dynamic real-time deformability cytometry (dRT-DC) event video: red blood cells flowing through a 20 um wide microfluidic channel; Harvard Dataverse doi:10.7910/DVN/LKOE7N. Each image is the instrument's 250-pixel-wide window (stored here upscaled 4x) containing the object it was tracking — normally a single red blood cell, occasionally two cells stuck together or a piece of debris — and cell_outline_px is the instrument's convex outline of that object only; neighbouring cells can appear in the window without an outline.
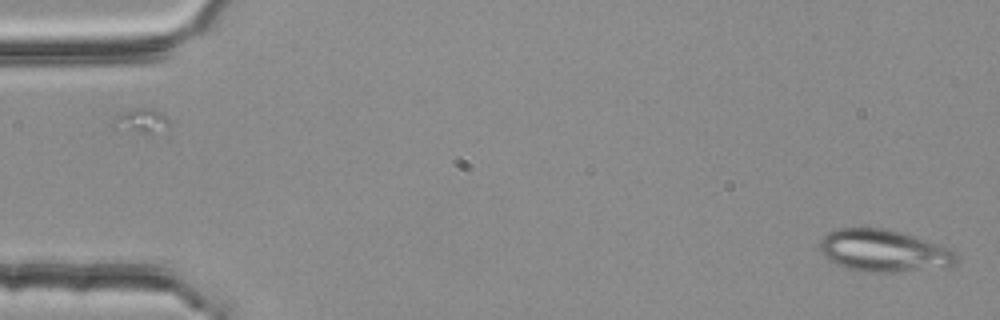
{"species": "common noctule bat (a hibernating species)", "species_latin": "Nyctalus noctula", "temperature_condition": "room temperature", "stored_images_in_passage": 2, "camera_frame_rate_fps": 3000, "um_per_image_px": 0.085, "animal": {"sex": "female", "body_mass_g": 25.1}, "frame": {"image": 1, "passage_image": 2, "time_ms": 0.333, "image_size_px": [1000, 320], "cell_outline_px": [[956, 260], [948, 268], [896, 272], [868, 272], [848, 268], [836, 264], [824, 256], [820, 248], [820, 240], [828, 232], [836, 228], [864, 224], [888, 228], [940, 244], [948, 248], [956, 256]], "centroid_in_image_um": [75.08, 21.27], "position_along_channel_um": 9.9, "area_um2": 34.33}}